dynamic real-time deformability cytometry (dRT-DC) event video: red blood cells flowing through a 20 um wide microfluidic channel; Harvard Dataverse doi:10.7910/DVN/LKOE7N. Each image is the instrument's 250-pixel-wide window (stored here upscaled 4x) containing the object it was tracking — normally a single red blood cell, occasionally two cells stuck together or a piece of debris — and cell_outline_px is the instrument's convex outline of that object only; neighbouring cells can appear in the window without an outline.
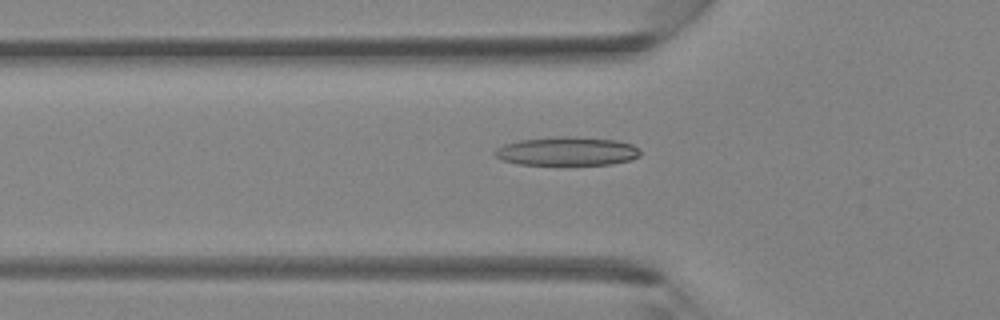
{"species": "Egyptian fruit bat (a non-hibernating species)", "species_latin": "Rousettus aegyptiacus", "temperature_condition": "room temperature", "stored_images_in_passage": 30, "camera_frame_rate_fps": 3000, "um_per_image_px": 0.085, "animal": {"sex": "female"}, "frame": {"image": 1, "passage_image": 6, "time_ms": 1.667, "image_size_px": [1000, 320], "cell_outline_px": [[640, 156], [632, 160], [612, 164], [516, 164], [500, 160], [492, 152], [496, 148], [504, 144], [520, 140], [556, 136], [576, 136], [616, 140], [632, 144], [640, 152]], "centroid_in_image_um": [48.17, 12.85], "position_along_channel_um": 77.6, "area_um2": 24.45}}
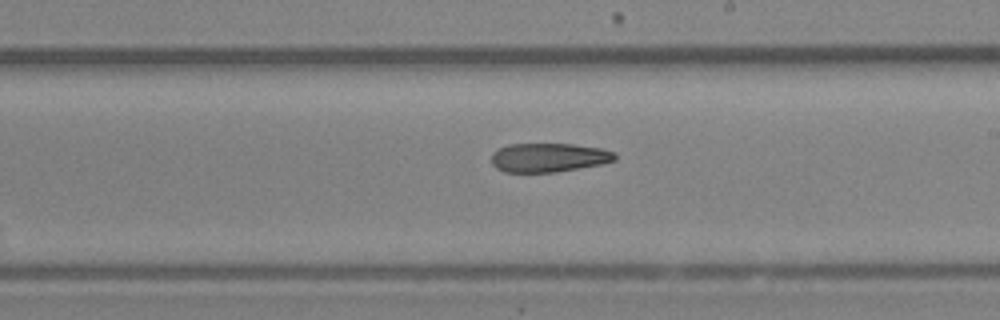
{"frame": {"image": 2, "passage_image": 16, "time_ms": 5.0, "image_size_px": [1000, 320], "cell_outline_px": [[616, 160], [600, 164], [556, 172], [504, 172], [496, 168], [492, 164], [492, 152], [508, 144], [572, 144], [600, 148], [616, 152]], "centroid_in_image_um": [46.63, 13.39], "position_along_channel_um": 242.4, "area_um2": 20.81}}
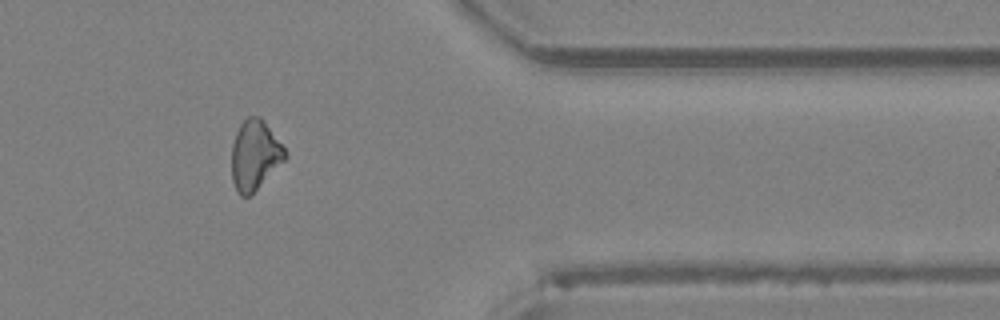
{"frame": {"image": 3, "passage_image": 26, "time_ms": 8.333, "image_size_px": [1000, 320], "cell_outline_px": [[288, 156], [248, 196], [240, 196], [236, 192], [232, 180], [232, 144], [236, 132], [240, 124], [248, 116], [260, 116], [264, 120], [284, 148]], "centroid_in_image_um": [21.63, 13.15], "position_along_channel_um": 389.8, "area_um2": 21.33}}